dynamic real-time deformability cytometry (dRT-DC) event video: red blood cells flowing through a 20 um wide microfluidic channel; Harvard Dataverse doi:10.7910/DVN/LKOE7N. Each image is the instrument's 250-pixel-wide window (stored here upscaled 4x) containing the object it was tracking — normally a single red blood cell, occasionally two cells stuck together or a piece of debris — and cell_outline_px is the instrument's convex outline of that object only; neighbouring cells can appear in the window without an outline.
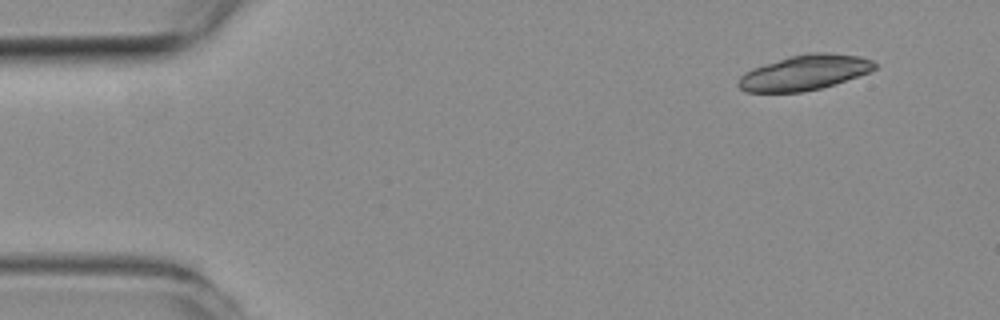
{"species": "common noctule bat (a hibernating species)", "species_latin": "Nyctalus noctula", "temperature_condition": "room temperature", "stored_images_in_passage": 14, "camera_frame_rate_fps": 3000, "um_per_image_px": 0.085, "animal": {"sex": "female", "body_mass_g": 19.3, "forearm_length_mm": 54.1}, "frame": {"image": 1, "passage_image": 1, "time_ms": 0.0, "image_size_px": [1000, 320], "cell_outline_px": [[876, 68], [868, 72], [820, 88], [800, 92], [744, 92], [736, 84], [740, 76], [744, 72], [752, 68], [792, 56], [812, 52], [824, 52], [860, 56], [872, 60], [876, 64]], "centroid_in_image_um": [68.34, 6.17], "position_along_channel_um": 16.7, "area_um2": 27.51}}